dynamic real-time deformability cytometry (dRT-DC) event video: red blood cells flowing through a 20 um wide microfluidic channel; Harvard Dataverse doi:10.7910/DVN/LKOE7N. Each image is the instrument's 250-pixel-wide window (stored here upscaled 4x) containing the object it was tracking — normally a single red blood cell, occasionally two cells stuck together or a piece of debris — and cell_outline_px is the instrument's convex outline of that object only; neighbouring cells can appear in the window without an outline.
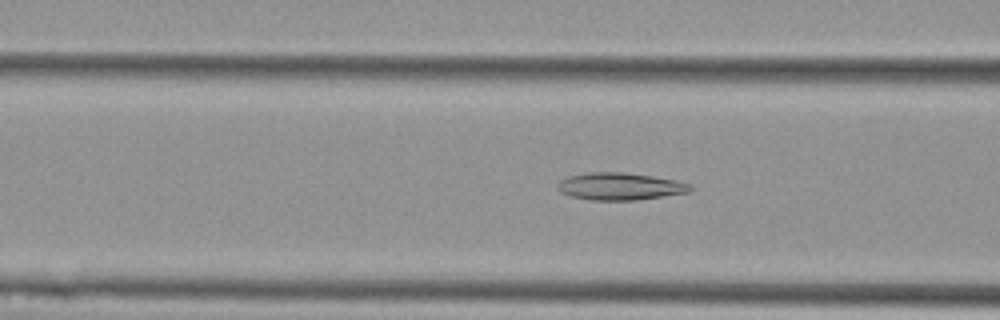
{"species": "Egyptian fruit bat (a non-hibernating species)", "species_latin": "Rousettus aegyptiacus", "temperature_condition": "cold", "stored_images_in_passage": 53, "camera_frame_rate_fps": 3000, "um_per_image_px": 0.085, "animal": {"sex": "female"}, "frame": {"image": 1, "passage_image": 20, "time_ms": 6.333, "image_size_px": [1000, 320], "cell_outline_px": [[692, 188], [688, 192], [664, 196], [636, 200], [592, 200], [572, 196], [560, 192], [556, 188], [556, 184], [560, 180], [568, 176], [588, 172], [624, 172], [652, 176], [692, 184]], "centroid_in_image_um": [52.65, 15.84], "position_along_channel_um": 113.9, "area_um2": 21.04}}
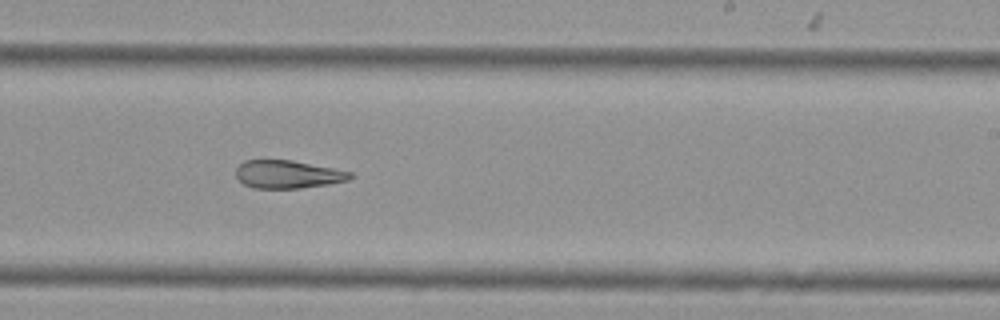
{"frame": {"image": 2, "passage_image": 32, "time_ms": 10.333, "image_size_px": [1000, 320], "cell_outline_px": [[352, 176], [348, 180], [328, 184], [300, 188], [252, 188], [244, 184], [236, 176], [236, 168], [244, 160], [292, 160], [352, 172]], "centroid_in_image_um": [24.44, 14.82], "position_along_channel_um": 264.6, "area_um2": 18.5}}
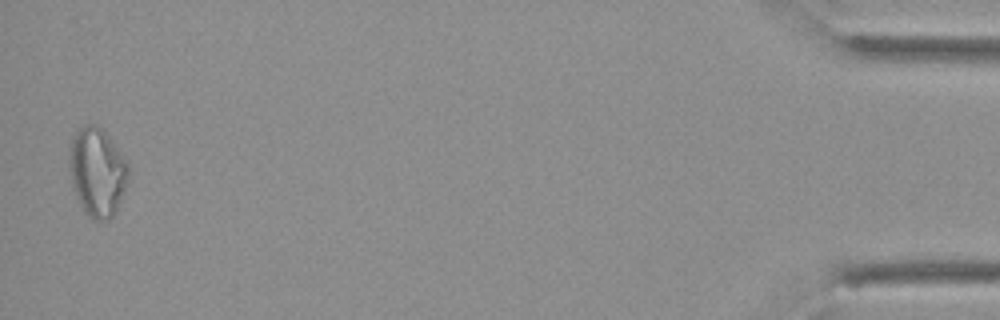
{"frame": {"image": 3, "passage_image": 52, "time_ms": 17.0, "image_size_px": [1000, 320], "cell_outline_px": [[132, 168], [124, 192], [112, 216], [108, 220], [96, 220], [88, 216], [84, 212], [72, 188], [68, 164], [68, 156], [72, 136], [76, 128], [84, 124], [96, 124], [104, 128], [128, 160]], "centroid_in_image_um": [8.27, 14.54], "position_along_channel_um": 426.9, "area_um2": 31.62}, "authors_computed_cell_mechanics": {"area_um2": 23.409, "velocity_mm_per_s": 3.7792, "shape_relaxation_time_tau1_ms": null, "shape_relaxation_time_tau2_ms": 2.9177, "deformation_change_tau1": null, "deformation_change_tau2": 0.1146}}